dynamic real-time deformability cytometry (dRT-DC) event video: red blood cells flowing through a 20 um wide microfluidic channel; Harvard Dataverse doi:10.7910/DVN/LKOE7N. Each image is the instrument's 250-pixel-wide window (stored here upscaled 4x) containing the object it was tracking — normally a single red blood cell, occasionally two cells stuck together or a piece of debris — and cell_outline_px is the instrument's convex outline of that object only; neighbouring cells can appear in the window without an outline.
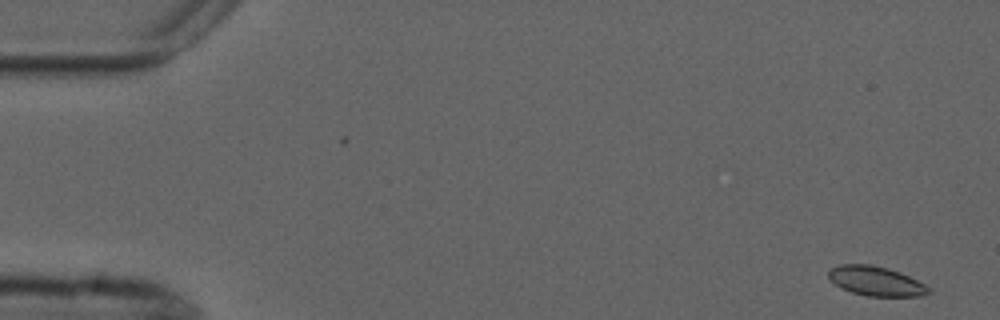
{"species": "common noctule bat (a hibernating species)", "species_latin": "Nyctalus noctula", "temperature_condition": "cold", "stored_images_in_passage": 3, "camera_frame_rate_fps": 3000, "um_per_image_px": 0.085, "animal": {"sex": "male", "forearm_length_mm": 52.5}, "frame": {"image": 1, "passage_image": 1, "time_ms": 0.0, "image_size_px": [1000, 320], "cell_outline_px": [[932, 292], [920, 296], [868, 296], [852, 292], [840, 288], [828, 276], [828, 272], [832, 268], [840, 264], [872, 264], [888, 268], [900, 272], [932, 288]], "centroid_in_image_um": [74.48, 23.89], "position_along_channel_um": 10.5, "area_um2": 17.17}}